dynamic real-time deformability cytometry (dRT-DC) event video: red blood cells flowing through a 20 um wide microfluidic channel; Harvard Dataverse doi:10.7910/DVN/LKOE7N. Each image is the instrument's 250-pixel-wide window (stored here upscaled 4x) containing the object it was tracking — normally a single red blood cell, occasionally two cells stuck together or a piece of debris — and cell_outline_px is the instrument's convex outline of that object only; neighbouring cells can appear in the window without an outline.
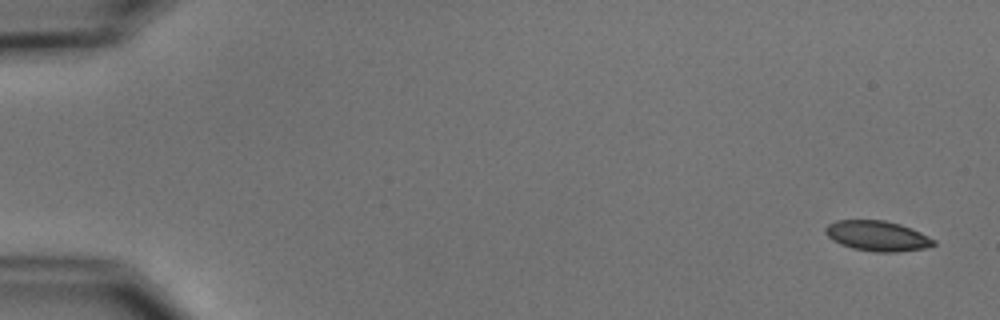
{"species": "common noctule bat (a hibernating species)", "species_latin": "Nyctalus noctula", "temperature_condition": "cold", "stored_images_in_passage": 5, "camera_frame_rate_fps": 3000, "um_per_image_px": 0.085, "animal": {"sex": "male", "body_mass_g": 15.6}, "frame": {"image": 1, "passage_image": 1, "time_ms": 0.0, "image_size_px": [1000, 320], "cell_outline_px": [[936, 244], [924, 248], [896, 252], [876, 252], [852, 248], [840, 244], [832, 240], [824, 232], [824, 228], [828, 224], [836, 220], [884, 220], [900, 224], [912, 228], [936, 240]], "centroid_in_image_um": [74.56, 20.05], "position_along_channel_um": 10.4, "area_um2": 19.13}}
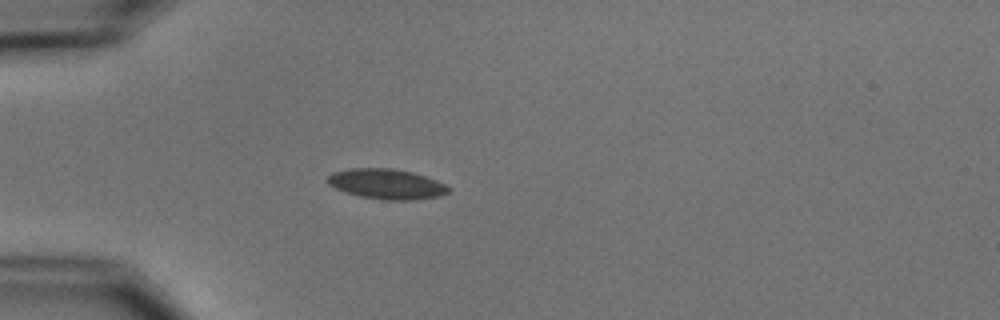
{"frame": {"image": 2, "passage_image": 5, "time_ms": 4.667, "image_size_px": [1000, 320], "cell_outline_px": [[452, 188], [448, 192], [440, 196], [412, 200], [384, 200], [360, 196], [336, 188], [328, 184], [324, 180], [332, 172], [352, 168], [392, 168], [412, 172], [436, 180]], "centroid_in_image_um": [32.85, 15.64], "position_along_channel_um": 52.1, "area_um2": 21.21}}